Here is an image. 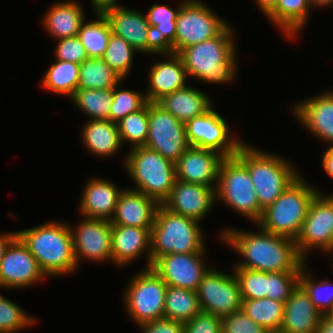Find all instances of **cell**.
<instances>
[{
	"mask_svg": "<svg viewBox=\"0 0 333 333\" xmlns=\"http://www.w3.org/2000/svg\"><path fill=\"white\" fill-rule=\"evenodd\" d=\"M261 229V233L224 230L223 241L232 245L246 260L235 268L263 272H301L305 260L300 256L296 241Z\"/></svg>",
	"mask_w": 333,
	"mask_h": 333,
	"instance_id": "obj_1",
	"label": "cell"
},
{
	"mask_svg": "<svg viewBox=\"0 0 333 333\" xmlns=\"http://www.w3.org/2000/svg\"><path fill=\"white\" fill-rule=\"evenodd\" d=\"M215 199L216 188L176 180L162 206L172 213L200 222L211 210Z\"/></svg>",
	"mask_w": 333,
	"mask_h": 333,
	"instance_id": "obj_20",
	"label": "cell"
},
{
	"mask_svg": "<svg viewBox=\"0 0 333 333\" xmlns=\"http://www.w3.org/2000/svg\"><path fill=\"white\" fill-rule=\"evenodd\" d=\"M232 33L229 25L220 35L183 49L178 55L188 76L210 83L232 81L237 65Z\"/></svg>",
	"mask_w": 333,
	"mask_h": 333,
	"instance_id": "obj_3",
	"label": "cell"
},
{
	"mask_svg": "<svg viewBox=\"0 0 333 333\" xmlns=\"http://www.w3.org/2000/svg\"><path fill=\"white\" fill-rule=\"evenodd\" d=\"M121 79L102 58H88L80 64L78 89L114 88Z\"/></svg>",
	"mask_w": 333,
	"mask_h": 333,
	"instance_id": "obj_34",
	"label": "cell"
},
{
	"mask_svg": "<svg viewBox=\"0 0 333 333\" xmlns=\"http://www.w3.org/2000/svg\"><path fill=\"white\" fill-rule=\"evenodd\" d=\"M318 193V189L299 176L263 211L259 226L265 231L296 241L310 204Z\"/></svg>",
	"mask_w": 333,
	"mask_h": 333,
	"instance_id": "obj_5",
	"label": "cell"
},
{
	"mask_svg": "<svg viewBox=\"0 0 333 333\" xmlns=\"http://www.w3.org/2000/svg\"><path fill=\"white\" fill-rule=\"evenodd\" d=\"M322 166L326 173L333 178V144L325 151L322 157Z\"/></svg>",
	"mask_w": 333,
	"mask_h": 333,
	"instance_id": "obj_49",
	"label": "cell"
},
{
	"mask_svg": "<svg viewBox=\"0 0 333 333\" xmlns=\"http://www.w3.org/2000/svg\"><path fill=\"white\" fill-rule=\"evenodd\" d=\"M71 98L78 108L91 116V120H109V112L113 103V88L77 89Z\"/></svg>",
	"mask_w": 333,
	"mask_h": 333,
	"instance_id": "obj_37",
	"label": "cell"
},
{
	"mask_svg": "<svg viewBox=\"0 0 333 333\" xmlns=\"http://www.w3.org/2000/svg\"><path fill=\"white\" fill-rule=\"evenodd\" d=\"M200 311L197 291L167 285L164 318L185 323Z\"/></svg>",
	"mask_w": 333,
	"mask_h": 333,
	"instance_id": "obj_32",
	"label": "cell"
},
{
	"mask_svg": "<svg viewBox=\"0 0 333 333\" xmlns=\"http://www.w3.org/2000/svg\"><path fill=\"white\" fill-rule=\"evenodd\" d=\"M277 0H257L259 8L266 15L276 4Z\"/></svg>",
	"mask_w": 333,
	"mask_h": 333,
	"instance_id": "obj_53",
	"label": "cell"
},
{
	"mask_svg": "<svg viewBox=\"0 0 333 333\" xmlns=\"http://www.w3.org/2000/svg\"><path fill=\"white\" fill-rule=\"evenodd\" d=\"M242 300L267 298L268 272L234 268Z\"/></svg>",
	"mask_w": 333,
	"mask_h": 333,
	"instance_id": "obj_41",
	"label": "cell"
},
{
	"mask_svg": "<svg viewBox=\"0 0 333 333\" xmlns=\"http://www.w3.org/2000/svg\"><path fill=\"white\" fill-rule=\"evenodd\" d=\"M285 303L269 298L242 300L241 310L270 333H279Z\"/></svg>",
	"mask_w": 333,
	"mask_h": 333,
	"instance_id": "obj_33",
	"label": "cell"
},
{
	"mask_svg": "<svg viewBox=\"0 0 333 333\" xmlns=\"http://www.w3.org/2000/svg\"><path fill=\"white\" fill-rule=\"evenodd\" d=\"M309 4L312 6H315L316 7L319 5V6H327V5H331L333 4V0H309Z\"/></svg>",
	"mask_w": 333,
	"mask_h": 333,
	"instance_id": "obj_54",
	"label": "cell"
},
{
	"mask_svg": "<svg viewBox=\"0 0 333 333\" xmlns=\"http://www.w3.org/2000/svg\"><path fill=\"white\" fill-rule=\"evenodd\" d=\"M304 268L305 265L301 268L299 284L309 294L315 308L323 315H329L333 311V285L327 280L315 282L308 273L306 275Z\"/></svg>",
	"mask_w": 333,
	"mask_h": 333,
	"instance_id": "obj_40",
	"label": "cell"
},
{
	"mask_svg": "<svg viewBox=\"0 0 333 333\" xmlns=\"http://www.w3.org/2000/svg\"><path fill=\"white\" fill-rule=\"evenodd\" d=\"M56 60L81 64L88 59L85 48L77 36L59 39L55 51Z\"/></svg>",
	"mask_w": 333,
	"mask_h": 333,
	"instance_id": "obj_46",
	"label": "cell"
},
{
	"mask_svg": "<svg viewBox=\"0 0 333 333\" xmlns=\"http://www.w3.org/2000/svg\"><path fill=\"white\" fill-rule=\"evenodd\" d=\"M329 315L333 318V311Z\"/></svg>",
	"mask_w": 333,
	"mask_h": 333,
	"instance_id": "obj_56",
	"label": "cell"
},
{
	"mask_svg": "<svg viewBox=\"0 0 333 333\" xmlns=\"http://www.w3.org/2000/svg\"><path fill=\"white\" fill-rule=\"evenodd\" d=\"M322 316L309 294L298 284L285 303L279 333H317Z\"/></svg>",
	"mask_w": 333,
	"mask_h": 333,
	"instance_id": "obj_21",
	"label": "cell"
},
{
	"mask_svg": "<svg viewBox=\"0 0 333 333\" xmlns=\"http://www.w3.org/2000/svg\"><path fill=\"white\" fill-rule=\"evenodd\" d=\"M198 222L159 205L151 229V266L166 254L204 252Z\"/></svg>",
	"mask_w": 333,
	"mask_h": 333,
	"instance_id": "obj_6",
	"label": "cell"
},
{
	"mask_svg": "<svg viewBox=\"0 0 333 333\" xmlns=\"http://www.w3.org/2000/svg\"><path fill=\"white\" fill-rule=\"evenodd\" d=\"M136 50L122 37L111 33L102 59L122 78L130 72Z\"/></svg>",
	"mask_w": 333,
	"mask_h": 333,
	"instance_id": "obj_39",
	"label": "cell"
},
{
	"mask_svg": "<svg viewBox=\"0 0 333 333\" xmlns=\"http://www.w3.org/2000/svg\"><path fill=\"white\" fill-rule=\"evenodd\" d=\"M203 252L174 253L159 257L152 269L170 286L197 291L209 269L204 266Z\"/></svg>",
	"mask_w": 333,
	"mask_h": 333,
	"instance_id": "obj_16",
	"label": "cell"
},
{
	"mask_svg": "<svg viewBox=\"0 0 333 333\" xmlns=\"http://www.w3.org/2000/svg\"><path fill=\"white\" fill-rule=\"evenodd\" d=\"M70 230L77 266L81 257L112 261L110 220L86 217L76 229L70 227Z\"/></svg>",
	"mask_w": 333,
	"mask_h": 333,
	"instance_id": "obj_18",
	"label": "cell"
},
{
	"mask_svg": "<svg viewBox=\"0 0 333 333\" xmlns=\"http://www.w3.org/2000/svg\"><path fill=\"white\" fill-rule=\"evenodd\" d=\"M181 5L176 19L175 54L220 35L229 26L202 2L185 0Z\"/></svg>",
	"mask_w": 333,
	"mask_h": 333,
	"instance_id": "obj_10",
	"label": "cell"
},
{
	"mask_svg": "<svg viewBox=\"0 0 333 333\" xmlns=\"http://www.w3.org/2000/svg\"><path fill=\"white\" fill-rule=\"evenodd\" d=\"M225 158L217 151L189 146L175 163L176 180L216 188L220 166Z\"/></svg>",
	"mask_w": 333,
	"mask_h": 333,
	"instance_id": "obj_19",
	"label": "cell"
},
{
	"mask_svg": "<svg viewBox=\"0 0 333 333\" xmlns=\"http://www.w3.org/2000/svg\"><path fill=\"white\" fill-rule=\"evenodd\" d=\"M216 198L258 225L263 210L259 206L248 168L236 156L226 157L221 163Z\"/></svg>",
	"mask_w": 333,
	"mask_h": 333,
	"instance_id": "obj_8",
	"label": "cell"
},
{
	"mask_svg": "<svg viewBox=\"0 0 333 333\" xmlns=\"http://www.w3.org/2000/svg\"><path fill=\"white\" fill-rule=\"evenodd\" d=\"M116 2L117 0H91L96 13H102L106 9L118 6Z\"/></svg>",
	"mask_w": 333,
	"mask_h": 333,
	"instance_id": "obj_51",
	"label": "cell"
},
{
	"mask_svg": "<svg viewBox=\"0 0 333 333\" xmlns=\"http://www.w3.org/2000/svg\"><path fill=\"white\" fill-rule=\"evenodd\" d=\"M251 175L260 208L269 207L298 177L286 160L244 144L235 155Z\"/></svg>",
	"mask_w": 333,
	"mask_h": 333,
	"instance_id": "obj_4",
	"label": "cell"
},
{
	"mask_svg": "<svg viewBox=\"0 0 333 333\" xmlns=\"http://www.w3.org/2000/svg\"><path fill=\"white\" fill-rule=\"evenodd\" d=\"M151 229L127 225H111L112 261L125 265L136 260L146 249L148 254L147 268L151 267Z\"/></svg>",
	"mask_w": 333,
	"mask_h": 333,
	"instance_id": "obj_23",
	"label": "cell"
},
{
	"mask_svg": "<svg viewBox=\"0 0 333 333\" xmlns=\"http://www.w3.org/2000/svg\"><path fill=\"white\" fill-rule=\"evenodd\" d=\"M121 192L112 182L93 178L81 196L80 211L87 218L111 220Z\"/></svg>",
	"mask_w": 333,
	"mask_h": 333,
	"instance_id": "obj_26",
	"label": "cell"
},
{
	"mask_svg": "<svg viewBox=\"0 0 333 333\" xmlns=\"http://www.w3.org/2000/svg\"><path fill=\"white\" fill-rule=\"evenodd\" d=\"M317 333H333V318L330 315H323Z\"/></svg>",
	"mask_w": 333,
	"mask_h": 333,
	"instance_id": "obj_52",
	"label": "cell"
},
{
	"mask_svg": "<svg viewBox=\"0 0 333 333\" xmlns=\"http://www.w3.org/2000/svg\"><path fill=\"white\" fill-rule=\"evenodd\" d=\"M99 20L82 23L77 37L83 44L88 58H102L108 46L111 27L103 13H96Z\"/></svg>",
	"mask_w": 333,
	"mask_h": 333,
	"instance_id": "obj_36",
	"label": "cell"
},
{
	"mask_svg": "<svg viewBox=\"0 0 333 333\" xmlns=\"http://www.w3.org/2000/svg\"><path fill=\"white\" fill-rule=\"evenodd\" d=\"M121 143L130 142L133 147L144 146L149 130L148 102L138 111L128 114L117 123Z\"/></svg>",
	"mask_w": 333,
	"mask_h": 333,
	"instance_id": "obj_38",
	"label": "cell"
},
{
	"mask_svg": "<svg viewBox=\"0 0 333 333\" xmlns=\"http://www.w3.org/2000/svg\"><path fill=\"white\" fill-rule=\"evenodd\" d=\"M108 20L111 32L126 40L136 51L151 54H162L156 45L152 27L146 14L119 6L102 12Z\"/></svg>",
	"mask_w": 333,
	"mask_h": 333,
	"instance_id": "obj_15",
	"label": "cell"
},
{
	"mask_svg": "<svg viewBox=\"0 0 333 333\" xmlns=\"http://www.w3.org/2000/svg\"><path fill=\"white\" fill-rule=\"evenodd\" d=\"M294 111L310 133L333 144V92L304 100Z\"/></svg>",
	"mask_w": 333,
	"mask_h": 333,
	"instance_id": "obj_25",
	"label": "cell"
},
{
	"mask_svg": "<svg viewBox=\"0 0 333 333\" xmlns=\"http://www.w3.org/2000/svg\"><path fill=\"white\" fill-rule=\"evenodd\" d=\"M17 237V232L0 234V262L5 255L10 243Z\"/></svg>",
	"mask_w": 333,
	"mask_h": 333,
	"instance_id": "obj_50",
	"label": "cell"
},
{
	"mask_svg": "<svg viewBox=\"0 0 333 333\" xmlns=\"http://www.w3.org/2000/svg\"><path fill=\"white\" fill-rule=\"evenodd\" d=\"M300 256L305 260L308 249L333 251V205L320 192L312 200L302 230L296 239ZM315 246V247H314Z\"/></svg>",
	"mask_w": 333,
	"mask_h": 333,
	"instance_id": "obj_14",
	"label": "cell"
},
{
	"mask_svg": "<svg viewBox=\"0 0 333 333\" xmlns=\"http://www.w3.org/2000/svg\"><path fill=\"white\" fill-rule=\"evenodd\" d=\"M80 65L56 60L44 74L42 85L49 91L72 96L78 89Z\"/></svg>",
	"mask_w": 333,
	"mask_h": 333,
	"instance_id": "obj_35",
	"label": "cell"
},
{
	"mask_svg": "<svg viewBox=\"0 0 333 333\" xmlns=\"http://www.w3.org/2000/svg\"><path fill=\"white\" fill-rule=\"evenodd\" d=\"M128 286L125 305L135 323L140 325L164 318L167 284L152 267L140 271Z\"/></svg>",
	"mask_w": 333,
	"mask_h": 333,
	"instance_id": "obj_9",
	"label": "cell"
},
{
	"mask_svg": "<svg viewBox=\"0 0 333 333\" xmlns=\"http://www.w3.org/2000/svg\"><path fill=\"white\" fill-rule=\"evenodd\" d=\"M149 130L144 147L176 163L189 148L185 123L156 102H148Z\"/></svg>",
	"mask_w": 333,
	"mask_h": 333,
	"instance_id": "obj_11",
	"label": "cell"
},
{
	"mask_svg": "<svg viewBox=\"0 0 333 333\" xmlns=\"http://www.w3.org/2000/svg\"><path fill=\"white\" fill-rule=\"evenodd\" d=\"M143 333H184L185 324L180 321L160 318L140 324Z\"/></svg>",
	"mask_w": 333,
	"mask_h": 333,
	"instance_id": "obj_48",
	"label": "cell"
},
{
	"mask_svg": "<svg viewBox=\"0 0 333 333\" xmlns=\"http://www.w3.org/2000/svg\"><path fill=\"white\" fill-rule=\"evenodd\" d=\"M156 103L184 123L212 107L211 100L205 93L190 86L167 94Z\"/></svg>",
	"mask_w": 333,
	"mask_h": 333,
	"instance_id": "obj_27",
	"label": "cell"
},
{
	"mask_svg": "<svg viewBox=\"0 0 333 333\" xmlns=\"http://www.w3.org/2000/svg\"><path fill=\"white\" fill-rule=\"evenodd\" d=\"M159 204L149 196L137 190H123L119 195L118 203L111 225H127L140 228H152L156 210Z\"/></svg>",
	"mask_w": 333,
	"mask_h": 333,
	"instance_id": "obj_22",
	"label": "cell"
},
{
	"mask_svg": "<svg viewBox=\"0 0 333 333\" xmlns=\"http://www.w3.org/2000/svg\"><path fill=\"white\" fill-rule=\"evenodd\" d=\"M35 321L17 304L0 295V333H13Z\"/></svg>",
	"mask_w": 333,
	"mask_h": 333,
	"instance_id": "obj_43",
	"label": "cell"
},
{
	"mask_svg": "<svg viewBox=\"0 0 333 333\" xmlns=\"http://www.w3.org/2000/svg\"><path fill=\"white\" fill-rule=\"evenodd\" d=\"M309 6V0H277L266 16L291 37L304 27Z\"/></svg>",
	"mask_w": 333,
	"mask_h": 333,
	"instance_id": "obj_30",
	"label": "cell"
},
{
	"mask_svg": "<svg viewBox=\"0 0 333 333\" xmlns=\"http://www.w3.org/2000/svg\"><path fill=\"white\" fill-rule=\"evenodd\" d=\"M169 56L166 62L152 65L149 72V89L145 93L147 102H157L163 96L187 87L188 77L183 61L178 54L163 51L162 55Z\"/></svg>",
	"mask_w": 333,
	"mask_h": 333,
	"instance_id": "obj_24",
	"label": "cell"
},
{
	"mask_svg": "<svg viewBox=\"0 0 333 333\" xmlns=\"http://www.w3.org/2000/svg\"><path fill=\"white\" fill-rule=\"evenodd\" d=\"M300 272H268L267 298L286 303L299 284Z\"/></svg>",
	"mask_w": 333,
	"mask_h": 333,
	"instance_id": "obj_44",
	"label": "cell"
},
{
	"mask_svg": "<svg viewBox=\"0 0 333 333\" xmlns=\"http://www.w3.org/2000/svg\"><path fill=\"white\" fill-rule=\"evenodd\" d=\"M184 324V333H222L221 317L205 311H200Z\"/></svg>",
	"mask_w": 333,
	"mask_h": 333,
	"instance_id": "obj_47",
	"label": "cell"
},
{
	"mask_svg": "<svg viewBox=\"0 0 333 333\" xmlns=\"http://www.w3.org/2000/svg\"><path fill=\"white\" fill-rule=\"evenodd\" d=\"M124 162L136 190L162 205L176 182L175 163L144 146L132 148Z\"/></svg>",
	"mask_w": 333,
	"mask_h": 333,
	"instance_id": "obj_7",
	"label": "cell"
},
{
	"mask_svg": "<svg viewBox=\"0 0 333 333\" xmlns=\"http://www.w3.org/2000/svg\"><path fill=\"white\" fill-rule=\"evenodd\" d=\"M17 236L35 257L46 276L71 273L78 267L69 225L49 222L17 231Z\"/></svg>",
	"mask_w": 333,
	"mask_h": 333,
	"instance_id": "obj_2",
	"label": "cell"
},
{
	"mask_svg": "<svg viewBox=\"0 0 333 333\" xmlns=\"http://www.w3.org/2000/svg\"><path fill=\"white\" fill-rule=\"evenodd\" d=\"M171 8L154 4L146 16L152 27L156 45L162 50L175 54L176 19L179 12Z\"/></svg>",
	"mask_w": 333,
	"mask_h": 333,
	"instance_id": "obj_31",
	"label": "cell"
},
{
	"mask_svg": "<svg viewBox=\"0 0 333 333\" xmlns=\"http://www.w3.org/2000/svg\"><path fill=\"white\" fill-rule=\"evenodd\" d=\"M82 133L85 146L95 155H112L122 145L117 123L110 120H89Z\"/></svg>",
	"mask_w": 333,
	"mask_h": 333,
	"instance_id": "obj_29",
	"label": "cell"
},
{
	"mask_svg": "<svg viewBox=\"0 0 333 333\" xmlns=\"http://www.w3.org/2000/svg\"><path fill=\"white\" fill-rule=\"evenodd\" d=\"M201 311L224 317L241 310L238 280L232 275L209 269L197 289Z\"/></svg>",
	"mask_w": 333,
	"mask_h": 333,
	"instance_id": "obj_12",
	"label": "cell"
},
{
	"mask_svg": "<svg viewBox=\"0 0 333 333\" xmlns=\"http://www.w3.org/2000/svg\"><path fill=\"white\" fill-rule=\"evenodd\" d=\"M45 276L35 257L17 236L10 243L0 262V286L6 288L27 287Z\"/></svg>",
	"mask_w": 333,
	"mask_h": 333,
	"instance_id": "obj_17",
	"label": "cell"
},
{
	"mask_svg": "<svg viewBox=\"0 0 333 333\" xmlns=\"http://www.w3.org/2000/svg\"><path fill=\"white\" fill-rule=\"evenodd\" d=\"M119 86L113 88V103L109 112V120L118 123L128 114L141 109L146 103V97L131 90H118Z\"/></svg>",
	"mask_w": 333,
	"mask_h": 333,
	"instance_id": "obj_42",
	"label": "cell"
},
{
	"mask_svg": "<svg viewBox=\"0 0 333 333\" xmlns=\"http://www.w3.org/2000/svg\"><path fill=\"white\" fill-rule=\"evenodd\" d=\"M80 4L63 1L54 4L44 17V26L58 40L77 36L84 20Z\"/></svg>",
	"mask_w": 333,
	"mask_h": 333,
	"instance_id": "obj_28",
	"label": "cell"
},
{
	"mask_svg": "<svg viewBox=\"0 0 333 333\" xmlns=\"http://www.w3.org/2000/svg\"><path fill=\"white\" fill-rule=\"evenodd\" d=\"M221 328L222 333H270L264 326L255 323L242 310L221 317Z\"/></svg>",
	"mask_w": 333,
	"mask_h": 333,
	"instance_id": "obj_45",
	"label": "cell"
},
{
	"mask_svg": "<svg viewBox=\"0 0 333 333\" xmlns=\"http://www.w3.org/2000/svg\"><path fill=\"white\" fill-rule=\"evenodd\" d=\"M331 202H332V205H333V196L331 195H329V196H326Z\"/></svg>",
	"mask_w": 333,
	"mask_h": 333,
	"instance_id": "obj_55",
	"label": "cell"
},
{
	"mask_svg": "<svg viewBox=\"0 0 333 333\" xmlns=\"http://www.w3.org/2000/svg\"><path fill=\"white\" fill-rule=\"evenodd\" d=\"M189 146L217 151L225 157L235 156L243 141L229 138V127L212 107L185 123Z\"/></svg>",
	"mask_w": 333,
	"mask_h": 333,
	"instance_id": "obj_13",
	"label": "cell"
}]
</instances>
